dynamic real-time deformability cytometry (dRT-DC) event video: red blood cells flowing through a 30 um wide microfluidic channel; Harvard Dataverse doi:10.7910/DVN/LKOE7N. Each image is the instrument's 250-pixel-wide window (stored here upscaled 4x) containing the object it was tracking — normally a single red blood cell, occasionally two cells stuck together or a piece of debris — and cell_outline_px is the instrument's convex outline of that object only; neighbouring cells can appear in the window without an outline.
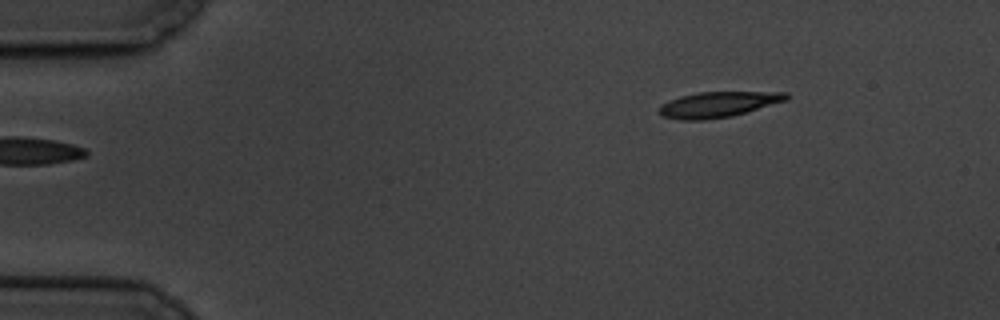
{"species": "common noctule bat (a hibernating species)", "species_latin": "Nyctalus noctula", "temperature_condition": "cold", "stored_images_in_passage": 6, "camera_frame_rate_fps": 3000, "um_per_image_px": 0.085, "animal": {"sex": "male", "body_mass_g": 19.5, "forearm_length_mm": 54.6}, "frame": {"image": 1, "passage_image": 6, "time_ms": 5.667, "image_size_px": [1000, 320], "cell_outline_px": [[788, 100], [732, 116], [704, 120], [680, 120], [664, 116], [656, 112], [660, 104], [668, 100], [680, 96], [696, 92], [788, 92]], "centroid_in_image_um": [61.0, 8.88], "position_along_channel_um": 24.0, "area_um2": 19.07}}